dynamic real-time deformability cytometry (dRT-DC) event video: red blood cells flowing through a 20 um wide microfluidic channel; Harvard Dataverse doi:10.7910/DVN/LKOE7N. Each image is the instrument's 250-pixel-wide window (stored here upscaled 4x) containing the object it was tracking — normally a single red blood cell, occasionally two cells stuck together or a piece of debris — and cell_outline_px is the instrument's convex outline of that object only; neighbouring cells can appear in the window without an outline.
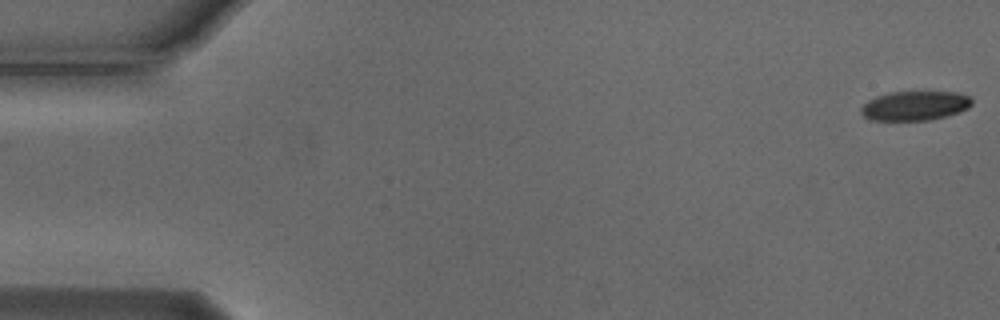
{"species": "Egyptian fruit bat (a non-hibernating species)", "species_latin": "Rousettus aegyptiacus", "temperature_condition": "cold", "stored_images_in_passage": 8, "camera_frame_rate_fps": 3000, "um_per_image_px": 0.085, "animal": {"sex": "male"}, "frame": {"image": 1, "passage_image": 1, "time_ms": 0.0, "image_size_px": [1000, 320], "cell_outline_px": [[972, 104], [968, 108], [960, 112], [948, 116], [928, 120], [872, 120], [864, 116], [860, 112], [860, 108], [868, 100], [876, 96], [892, 92], [956, 92], [968, 96], [972, 100]], "centroid_in_image_um": [77.77, 8.99], "position_along_channel_um": 7.2, "area_um2": 18.96}}